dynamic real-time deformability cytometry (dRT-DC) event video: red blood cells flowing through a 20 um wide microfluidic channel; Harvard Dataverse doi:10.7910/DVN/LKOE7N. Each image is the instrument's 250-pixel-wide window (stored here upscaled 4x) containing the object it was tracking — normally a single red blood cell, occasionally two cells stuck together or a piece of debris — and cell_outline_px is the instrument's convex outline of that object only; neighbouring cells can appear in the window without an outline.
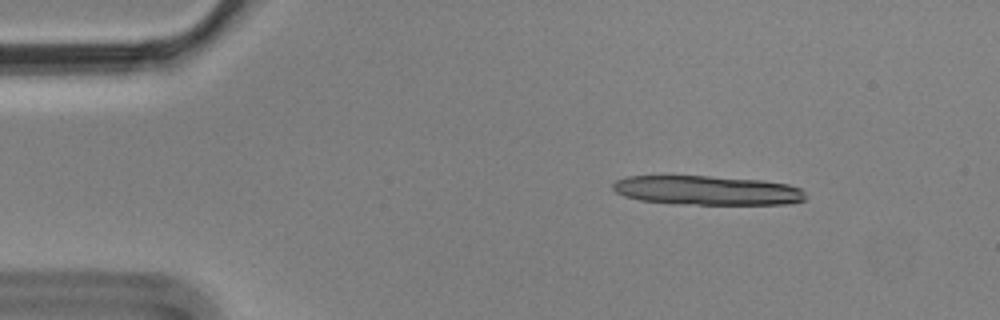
{"species": "Egyptian fruit bat (a non-hibernating species)", "species_latin": "Rousettus aegyptiacus", "temperature_condition": "cold", "stored_images_in_passage": 5, "segment_of_instrument_passage": [1, 2], "camera_frame_rate_fps": 3000, "um_per_image_px": 0.085, "animal": {"sex": "male"}, "frame": {"image": 1, "passage_image": 2, "time_ms": 0.333, "image_size_px": [1000, 320], "cell_outline_px": [[804, 200], [788, 204], [676, 204], [640, 200], [624, 196], [616, 192], [612, 188], [612, 184], [616, 180], [628, 176], [708, 176], [760, 180], [788, 184], [800, 188], [804, 192]], "centroid_in_image_um": [60.08, 16.18], "position_along_channel_um": 24.9, "area_um2": 32.83}}